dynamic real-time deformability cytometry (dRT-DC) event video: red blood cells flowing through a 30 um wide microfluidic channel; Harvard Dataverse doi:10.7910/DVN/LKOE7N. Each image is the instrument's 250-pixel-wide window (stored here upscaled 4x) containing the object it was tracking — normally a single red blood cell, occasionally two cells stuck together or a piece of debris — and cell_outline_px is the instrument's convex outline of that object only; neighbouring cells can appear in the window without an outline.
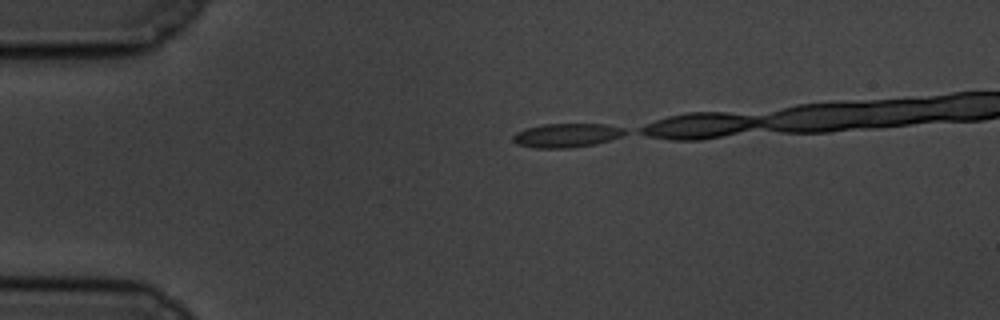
{"species": "common noctule bat (a hibernating species)", "species_latin": "Nyctalus noctula", "temperature_condition": "cold", "stored_images_in_passage": 13, "camera_frame_rate_fps": 3000, "um_per_image_px": 0.085, "animal": {"sex": "male", "body_mass_g": 19.5, "forearm_length_mm": 54.6}, "frame": {"image": 1, "passage_image": 1, "time_ms": 0.0, "image_size_px": [1000, 320], "cell_outline_px": [[628, 132], [620, 136], [596, 144], [572, 148], [532, 148], [516, 144], [512, 140], [512, 136], [516, 132], [524, 128], [540, 124], [608, 124], [624, 128]], "centroid_in_image_um": [48.12, 11.5], "position_along_channel_um": 36.9, "area_um2": 15.9}}
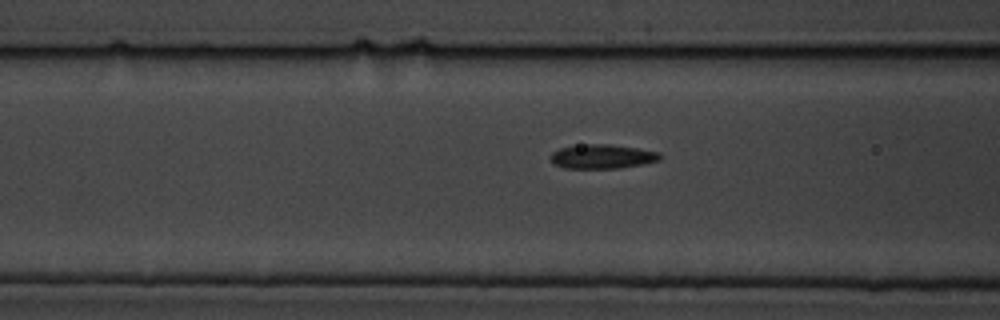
{"frame": {"image": 2, "passage_image": 11, "time_ms": 3.333, "image_size_px": [1000, 320], "cell_outline_px": [[660, 160], [644, 164], [620, 168], [564, 168], [552, 164], [552, 152], [560, 148], [580, 144], [608, 144], [636, 148], [660, 152]], "centroid_in_image_um": [51.19, 13.3], "position_along_channel_um": 115.4, "area_um2": 15.43}}